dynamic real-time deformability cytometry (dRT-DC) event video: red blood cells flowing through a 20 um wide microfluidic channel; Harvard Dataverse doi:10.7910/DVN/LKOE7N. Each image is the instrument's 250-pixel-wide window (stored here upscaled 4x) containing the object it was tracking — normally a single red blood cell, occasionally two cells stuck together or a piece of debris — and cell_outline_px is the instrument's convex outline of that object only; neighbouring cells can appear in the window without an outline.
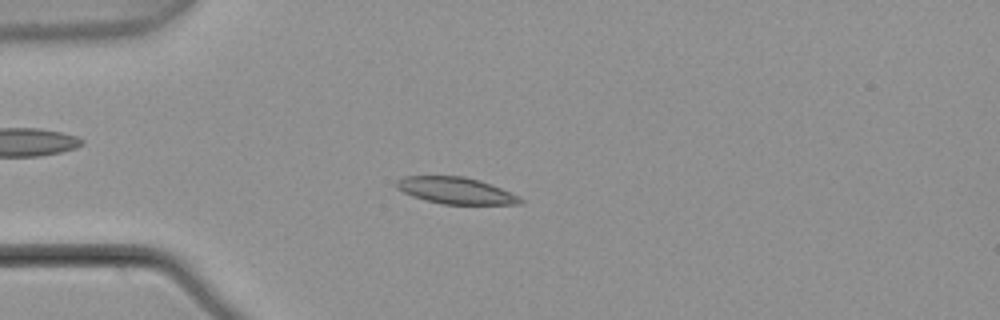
{"species": "common noctule bat (a hibernating species)", "species_latin": "Nyctalus noctula", "temperature_condition": "warm", "stored_images_in_passage": 6, "camera_frame_rate_fps": 3000, "um_per_image_px": 0.085, "animal": {"sex": "male", "body_mass_g": 21.5, "forearm_length_mm": 52.0}, "frame": {"image": 1, "passage_image": 4, "time_ms": 1.0, "image_size_px": [1000, 320], "cell_outline_px": [[524, 204], [440, 204], [412, 196], [396, 188], [392, 184], [396, 180], [404, 176], [464, 176], [480, 180], [520, 196], [524, 200]], "centroid_in_image_um": [38.72, 16.2], "position_along_channel_um": 46.3, "area_um2": 19.36}}
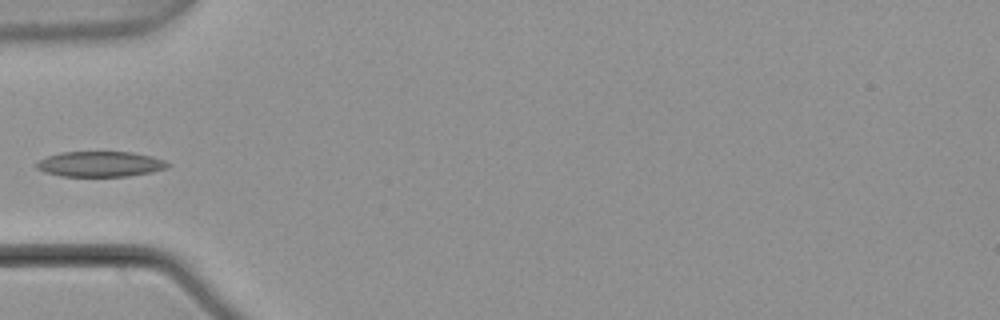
{"frame": {"image": 2, "passage_image": 5, "time_ms": 1.333, "image_size_px": [1000, 320], "cell_outline_px": [[172, 164], [164, 168], [152, 172], [128, 176], [60, 176], [44, 172], [36, 168], [36, 164], [40, 160], [48, 156], [60, 152], [132, 152], [152, 156], [164, 160]], "centroid_in_image_um": [8.52, 13.94], "position_along_channel_um": 76.5, "area_um2": 19.36}}
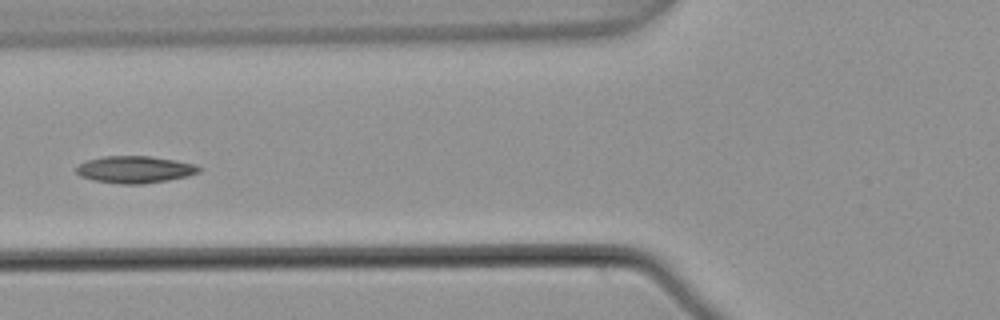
{"frame": {"image": 3, "passage_image": 6, "time_ms": 1.667, "image_size_px": [1000, 320], "cell_outline_px": [[204, 168], [200, 172], [188, 176], [168, 180], [144, 184], [120, 184], [96, 180], [80, 176], [76, 172], [76, 168], [84, 160], [104, 156], [152, 156], [176, 160], [196, 164]], "centroid_in_image_um": [11.51, 14.4], "position_along_channel_um": 114.3, "area_um2": 19.54}}